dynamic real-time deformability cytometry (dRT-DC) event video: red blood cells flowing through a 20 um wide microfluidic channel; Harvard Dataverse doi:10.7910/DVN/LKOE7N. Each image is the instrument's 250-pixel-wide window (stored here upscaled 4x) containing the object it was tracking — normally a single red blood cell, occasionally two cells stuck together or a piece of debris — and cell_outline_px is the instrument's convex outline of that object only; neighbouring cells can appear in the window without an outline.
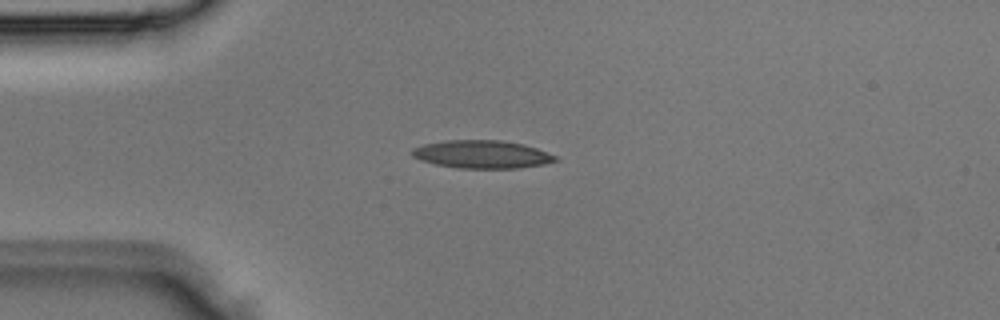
{"species": "Egyptian fruit bat (a non-hibernating species)", "species_latin": "Rousettus aegyptiacus", "temperature_condition": "room temperature", "stored_images_in_passage": 1, "camera_frame_rate_fps": 3000, "um_per_image_px": 0.085, "animal": {"sex": "male"}, "frame": {"image": 1, "passage_image": 1, "time_ms": 0.0, "image_size_px": [1000, 320], "cell_outline_px": [[560, 160], [544, 164], [520, 168], [456, 168], [436, 164], [420, 160], [412, 156], [412, 148], [424, 144], [444, 140], [500, 140], [524, 144], [536, 148], [556, 156]], "centroid_in_image_um": [40.96, 13.12], "position_along_channel_um": 44.0, "area_um2": 23.41}}